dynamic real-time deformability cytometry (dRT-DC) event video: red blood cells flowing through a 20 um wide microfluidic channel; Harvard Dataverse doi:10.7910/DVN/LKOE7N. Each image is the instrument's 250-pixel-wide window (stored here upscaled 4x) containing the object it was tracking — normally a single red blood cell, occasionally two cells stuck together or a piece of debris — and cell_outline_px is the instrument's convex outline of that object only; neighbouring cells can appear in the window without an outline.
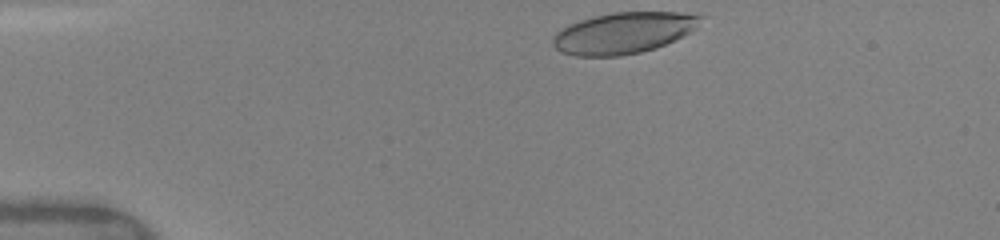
{"species": "human", "species_latin": "Homo sapiens", "temperature_condition": "warm", "stored_images_in_passage": 15, "camera_frame_rate_fps": 3000, "um_per_image_px": 0.085, "donor": {"sex": "female"}, "frame": {"image": 1, "passage_image": 1, "time_ms": 0.0, "image_size_px": [1000, 240], "cell_outline_px": [[704, 16], [696, 28], [676, 40], [656, 48], [640, 52], [620, 56], [576, 56], [560, 52], [552, 44], [552, 40], [556, 32], [580, 20], [612, 12], [680, 12]], "centroid_in_image_um": [53.01, 2.8], "position_along_channel_um": 32.0, "area_um2": 35.37}}
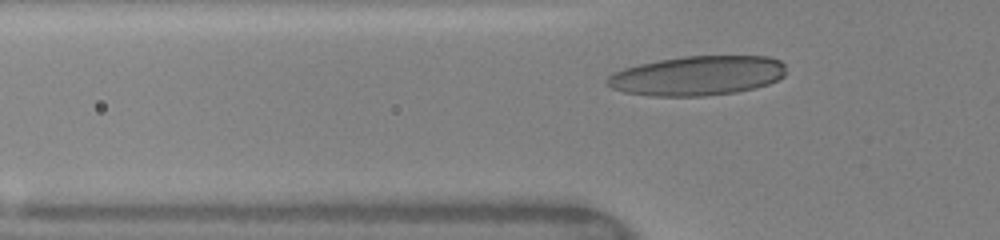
{"frame": {"image": 2, "passage_image": 7, "time_ms": 2.333, "image_size_px": [1000, 240], "cell_outline_px": [[784, 76], [768, 84], [756, 88], [736, 92], [704, 96], [648, 96], [624, 92], [612, 88], [604, 80], [612, 72], [624, 68], [640, 64], [660, 60], [684, 56], [768, 56], [780, 60], [784, 64]], "centroid_in_image_um": [59.26, 6.44], "position_along_channel_um": 66.5, "area_um2": 41.33}}
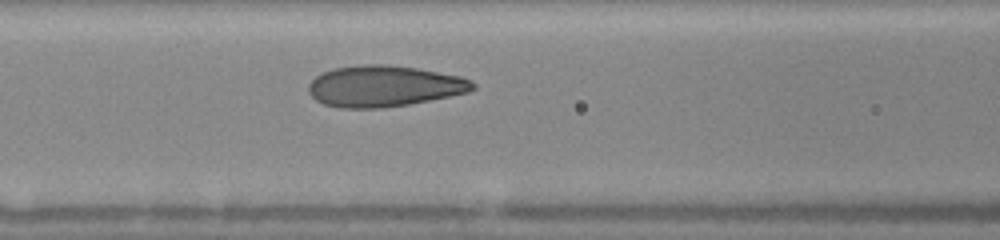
{"frame": {"image": 3, "passage_image": 12, "time_ms": 4.0, "image_size_px": [1000, 240], "cell_outline_px": [[476, 88], [468, 92], [408, 104], [380, 108], [340, 108], [324, 104], [316, 100], [308, 92], [308, 84], [316, 76], [332, 68], [364, 64], [384, 64], [416, 68], [460, 76], [472, 80], [476, 84]], "centroid_in_image_um": [32.63, 7.32], "position_along_channel_um": 134.0, "area_um2": 39.3}}